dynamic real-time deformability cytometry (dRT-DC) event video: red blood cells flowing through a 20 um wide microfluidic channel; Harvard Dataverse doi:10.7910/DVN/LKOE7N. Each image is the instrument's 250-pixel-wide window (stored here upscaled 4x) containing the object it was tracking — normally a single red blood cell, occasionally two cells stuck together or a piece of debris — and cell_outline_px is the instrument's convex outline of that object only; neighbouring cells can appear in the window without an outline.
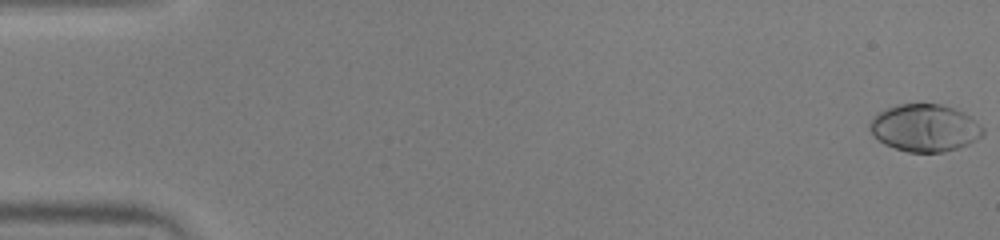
{"species": "human", "species_latin": "Homo sapiens", "temperature_condition": "warm", "stored_images_in_passage": 53, "camera_frame_rate_fps": 3000, "um_per_image_px": 0.085, "donor": {"sex": "male"}, "frame": {"image": 1, "passage_image": 1, "time_ms": 0.0, "image_size_px": [1000, 240], "cell_outline_px": [[984, 136], [968, 144], [944, 152], [908, 152], [884, 144], [868, 128], [868, 124], [872, 116], [888, 108], [900, 104], [940, 104], [952, 108], [968, 116], [984, 128]], "centroid_in_image_um": [78.59, 10.88], "position_along_channel_um": 6.4, "area_um2": 30.87}}
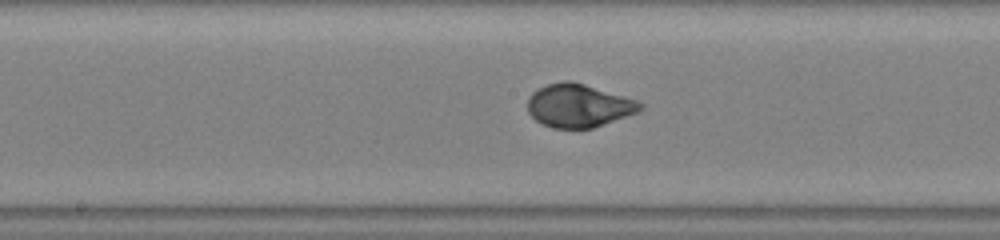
{"frame": {"image": 2, "passage_image": 28, "time_ms": 9.0, "image_size_px": [1000, 240], "cell_outline_px": [[644, 108], [640, 112], [592, 128], [552, 128], [536, 120], [528, 112], [528, 96], [532, 92], [548, 84], [564, 80], [572, 80], [624, 96], [636, 100], [644, 104]], "centroid_in_image_um": [49.2, 8.97], "position_along_channel_um": 199.0, "area_um2": 28.38}}
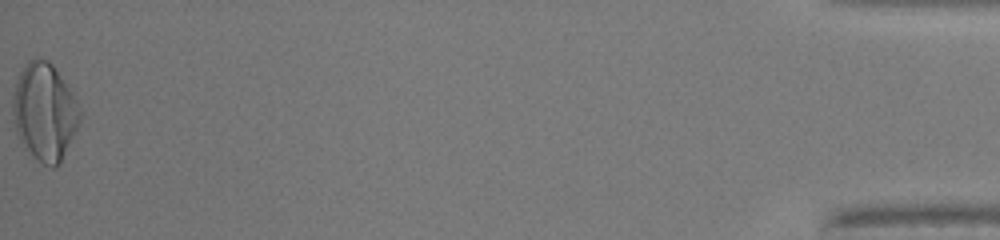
{"frame": {"image": 3, "passage_image": 53, "time_ms": 17.333, "image_size_px": [1000, 240], "cell_outline_px": [[80, 120], [60, 164], [52, 168], [44, 164], [16, 136], [12, 120], [12, 100], [16, 80], [24, 64], [28, 60], [36, 56], [40, 56], [48, 60], [52, 64], [72, 92], [80, 108]], "centroid_in_image_um": [3.76, 9.45], "position_along_channel_um": 431.4, "area_um2": 38.03}, "authors_computed_cell_mechanics": {"area_um2": 29.0156, "velocity_mm_per_s": 3.9874, "shape_relaxation_time_tau1_ms": 3.3413, "shape_relaxation_time_tau2_ms": null, "deformation_change_tau1": 0.1962, "deformation_change_tau2": null}}